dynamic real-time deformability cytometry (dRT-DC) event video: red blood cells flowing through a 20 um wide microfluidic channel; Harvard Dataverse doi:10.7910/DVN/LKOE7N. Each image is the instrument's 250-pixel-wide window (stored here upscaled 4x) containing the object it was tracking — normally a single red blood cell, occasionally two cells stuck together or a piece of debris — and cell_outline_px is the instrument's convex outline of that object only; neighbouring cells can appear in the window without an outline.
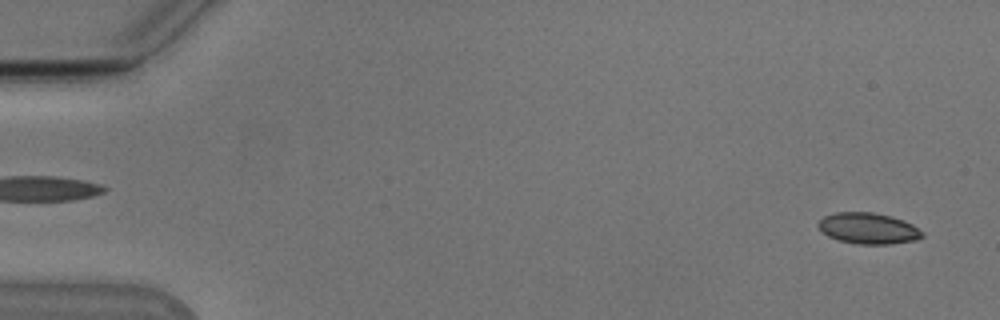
{"species": "Egyptian fruit bat (a non-hibernating species)", "species_latin": "Rousettus aegyptiacus", "temperature_condition": "cold", "stored_images_in_passage": 54, "segment_of_instrument_passage": [1, 2], "camera_frame_rate_fps": 3000, "um_per_image_px": 0.085, "animal": {"sex": "male"}, "frame": {"image": 1, "passage_image": 2, "time_ms": 0.333, "image_size_px": [1000, 320], "cell_outline_px": [[924, 236], [916, 240], [892, 244], [860, 244], [840, 240], [828, 236], [816, 224], [824, 216], [836, 212], [872, 212], [892, 216], [904, 220], [912, 224], [924, 232]], "centroid_in_image_um": [73.84, 19.4], "position_along_channel_um": 11.2, "area_um2": 18.84}}
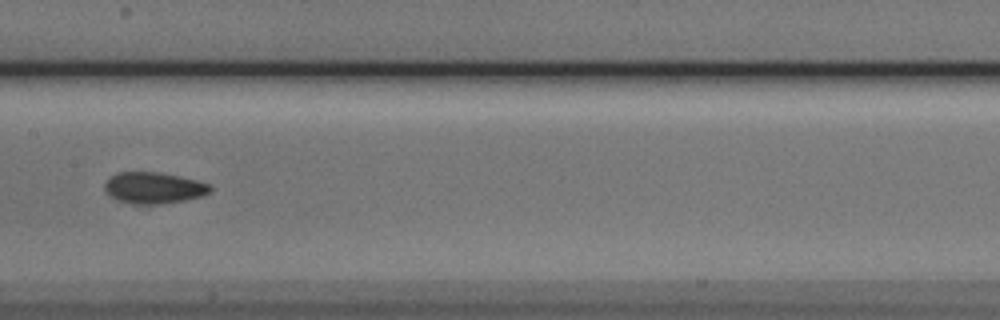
{"frame": {"image": 2, "passage_image": 27, "time_ms": 8.667, "image_size_px": [1000, 320], "cell_outline_px": [[212, 192], [204, 196], [164, 204], [132, 204], [116, 200], [104, 188], [104, 184], [116, 172], [160, 172], [180, 176], [212, 184]], "centroid_in_image_um": [13.13, 15.97], "position_along_channel_um": 194.3, "area_um2": 19.48}}
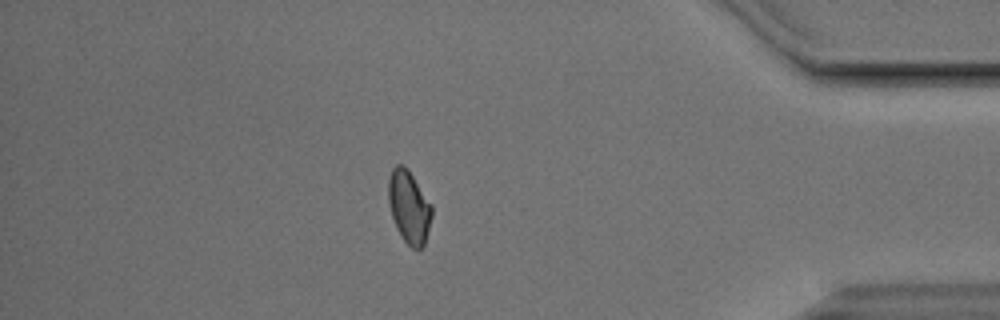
{"frame": {"image": 3, "passage_image": 46, "time_ms": 15.0, "image_size_px": [1000, 320], "cell_outline_px": [[432, 216], [424, 244], [420, 248], [412, 248], [404, 240], [396, 228], [392, 216], [388, 200], [388, 180], [392, 168], [396, 164], [404, 164], [408, 168], [432, 204]], "centroid_in_image_um": [34.76, 17.54], "position_along_channel_um": 400.4, "area_um2": 18.44}}